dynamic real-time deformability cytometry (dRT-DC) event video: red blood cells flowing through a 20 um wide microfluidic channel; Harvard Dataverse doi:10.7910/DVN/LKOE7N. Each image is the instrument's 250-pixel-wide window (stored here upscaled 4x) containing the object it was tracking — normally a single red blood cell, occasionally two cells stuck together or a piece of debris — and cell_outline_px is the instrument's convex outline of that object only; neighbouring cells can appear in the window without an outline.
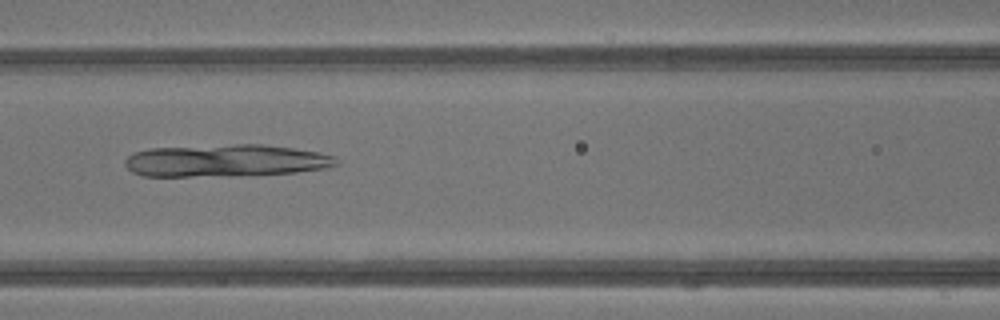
{"species": "common noctule bat (a hibernating species)", "species_latin": "Nyctalus noctula", "temperature_condition": "warm", "stored_images_in_passage": 41, "camera_frame_rate_fps": 3000, "um_per_image_px": 0.085, "animal": {"sex": "male", "body_mass_g": 13.3}, "frame": {"image": 1, "passage_image": 18, "time_ms": 5.667, "image_size_px": [1000, 320], "cell_outline_px": [[340, 164], [328, 168], [296, 172], [232, 176], [140, 176], [132, 172], [124, 164], [124, 160], [132, 152], [152, 148], [236, 144], [264, 144], [320, 152], [336, 156]], "centroid_in_image_um": [19.21, 13.65], "position_along_channel_um": 147.4, "area_um2": 40.17}}
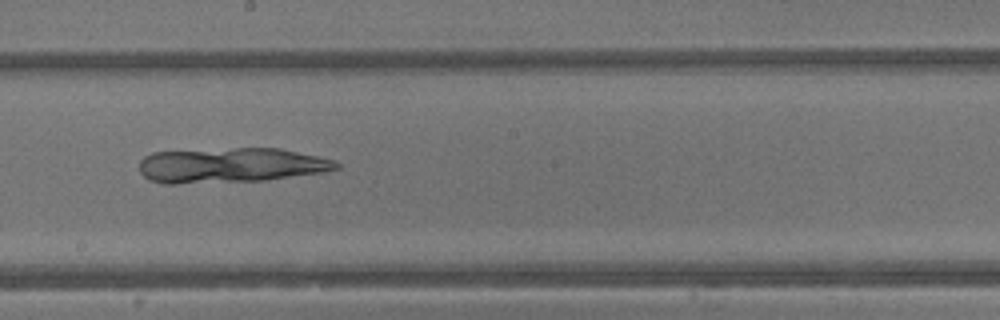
{"frame": {"image": 2, "passage_image": 23, "time_ms": 7.333, "image_size_px": [1000, 320], "cell_outline_px": [[340, 168], [324, 172], [264, 180], [176, 184], [164, 184], [148, 180], [140, 172], [140, 160], [144, 156], [152, 152], [236, 148], [280, 148], [320, 156], [336, 160], [340, 164]], "centroid_in_image_um": [19.62, 14.05], "position_along_channel_um": 228.6, "area_um2": 40.4}}
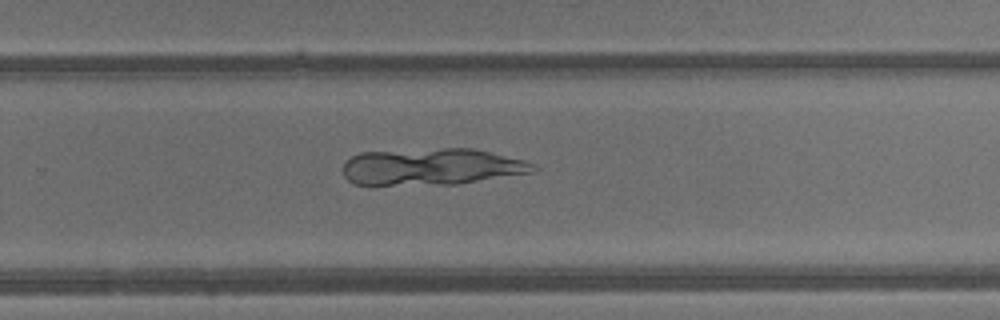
{"frame": {"image": 3, "passage_image": 27, "time_ms": 8.667, "image_size_px": [1000, 320], "cell_outline_px": [[540, 168], [532, 172], [456, 184], [372, 188], [356, 184], [348, 180], [344, 176], [344, 160], [360, 152], [444, 148], [472, 148], [524, 160], [536, 164]], "centroid_in_image_um": [36.59, 14.21], "position_along_channel_um": 293.2, "area_um2": 41.91}}